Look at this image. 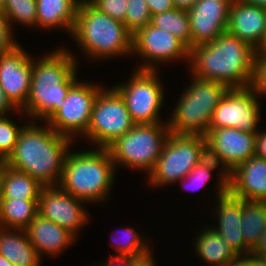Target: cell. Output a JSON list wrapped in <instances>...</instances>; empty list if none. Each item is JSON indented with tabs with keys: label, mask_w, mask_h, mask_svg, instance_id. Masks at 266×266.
<instances>
[{
	"label": "cell",
	"mask_w": 266,
	"mask_h": 266,
	"mask_svg": "<svg viewBox=\"0 0 266 266\" xmlns=\"http://www.w3.org/2000/svg\"><path fill=\"white\" fill-rule=\"evenodd\" d=\"M255 57L251 45L226 31L212 42L192 47L188 65L191 76L243 88L251 85Z\"/></svg>",
	"instance_id": "6da1fadb"
},
{
	"label": "cell",
	"mask_w": 266,
	"mask_h": 266,
	"mask_svg": "<svg viewBox=\"0 0 266 266\" xmlns=\"http://www.w3.org/2000/svg\"><path fill=\"white\" fill-rule=\"evenodd\" d=\"M24 125L8 166L29 174L44 187L58 186L73 139L55 132L47 123L45 127L34 122Z\"/></svg>",
	"instance_id": "7a4b0ae2"
},
{
	"label": "cell",
	"mask_w": 266,
	"mask_h": 266,
	"mask_svg": "<svg viewBox=\"0 0 266 266\" xmlns=\"http://www.w3.org/2000/svg\"><path fill=\"white\" fill-rule=\"evenodd\" d=\"M75 57L67 49L58 48L41 59L33 58L30 92L21 109L23 115H29L32 121L46 122L62 107L69 89L79 80Z\"/></svg>",
	"instance_id": "3957f363"
},
{
	"label": "cell",
	"mask_w": 266,
	"mask_h": 266,
	"mask_svg": "<svg viewBox=\"0 0 266 266\" xmlns=\"http://www.w3.org/2000/svg\"><path fill=\"white\" fill-rule=\"evenodd\" d=\"M115 169L107 148L68 151L58 186L86 203H100L108 199L116 180Z\"/></svg>",
	"instance_id": "277c9868"
},
{
	"label": "cell",
	"mask_w": 266,
	"mask_h": 266,
	"mask_svg": "<svg viewBox=\"0 0 266 266\" xmlns=\"http://www.w3.org/2000/svg\"><path fill=\"white\" fill-rule=\"evenodd\" d=\"M71 37L91 60L132 55L133 34L92 4L78 5Z\"/></svg>",
	"instance_id": "5b68a950"
},
{
	"label": "cell",
	"mask_w": 266,
	"mask_h": 266,
	"mask_svg": "<svg viewBox=\"0 0 266 266\" xmlns=\"http://www.w3.org/2000/svg\"><path fill=\"white\" fill-rule=\"evenodd\" d=\"M175 105L167 124L171 133L206 136L214 109L229 87L217 81L192 76Z\"/></svg>",
	"instance_id": "8992f818"
},
{
	"label": "cell",
	"mask_w": 266,
	"mask_h": 266,
	"mask_svg": "<svg viewBox=\"0 0 266 266\" xmlns=\"http://www.w3.org/2000/svg\"><path fill=\"white\" fill-rule=\"evenodd\" d=\"M170 129L166 123L135 124L107 147L115 166L149 173L159 159Z\"/></svg>",
	"instance_id": "52a82bcc"
},
{
	"label": "cell",
	"mask_w": 266,
	"mask_h": 266,
	"mask_svg": "<svg viewBox=\"0 0 266 266\" xmlns=\"http://www.w3.org/2000/svg\"><path fill=\"white\" fill-rule=\"evenodd\" d=\"M207 156L205 136L170 133L148 181L153 187H165L186 177Z\"/></svg>",
	"instance_id": "ba28073f"
},
{
	"label": "cell",
	"mask_w": 266,
	"mask_h": 266,
	"mask_svg": "<svg viewBox=\"0 0 266 266\" xmlns=\"http://www.w3.org/2000/svg\"><path fill=\"white\" fill-rule=\"evenodd\" d=\"M104 88L96 96L89 126L81 136L96 148H107L135 125L120 93L113 86Z\"/></svg>",
	"instance_id": "9c48e42d"
},
{
	"label": "cell",
	"mask_w": 266,
	"mask_h": 266,
	"mask_svg": "<svg viewBox=\"0 0 266 266\" xmlns=\"http://www.w3.org/2000/svg\"><path fill=\"white\" fill-rule=\"evenodd\" d=\"M127 82L113 86L123 97L135 124L163 123L160 110L164 99L157 70H136ZM160 120V121H159Z\"/></svg>",
	"instance_id": "30bf717a"
},
{
	"label": "cell",
	"mask_w": 266,
	"mask_h": 266,
	"mask_svg": "<svg viewBox=\"0 0 266 266\" xmlns=\"http://www.w3.org/2000/svg\"><path fill=\"white\" fill-rule=\"evenodd\" d=\"M102 89L95 83L79 80L69 89L64 104L45 123L55 132L72 137H80L87 131L92 107Z\"/></svg>",
	"instance_id": "8fae6325"
},
{
	"label": "cell",
	"mask_w": 266,
	"mask_h": 266,
	"mask_svg": "<svg viewBox=\"0 0 266 266\" xmlns=\"http://www.w3.org/2000/svg\"><path fill=\"white\" fill-rule=\"evenodd\" d=\"M257 98L250 86L229 88L214 109L208 130L230 127L257 133L262 112Z\"/></svg>",
	"instance_id": "7c38bea8"
},
{
	"label": "cell",
	"mask_w": 266,
	"mask_h": 266,
	"mask_svg": "<svg viewBox=\"0 0 266 266\" xmlns=\"http://www.w3.org/2000/svg\"><path fill=\"white\" fill-rule=\"evenodd\" d=\"M132 53L145 61L138 70H158L156 63L186 59L189 61L190 49L177 37L166 30L154 27L151 23L133 34Z\"/></svg>",
	"instance_id": "4fadbf2b"
},
{
	"label": "cell",
	"mask_w": 266,
	"mask_h": 266,
	"mask_svg": "<svg viewBox=\"0 0 266 266\" xmlns=\"http://www.w3.org/2000/svg\"><path fill=\"white\" fill-rule=\"evenodd\" d=\"M205 138L207 155L222 165L227 175L255 155L256 133L228 127L208 130Z\"/></svg>",
	"instance_id": "5bb4252c"
},
{
	"label": "cell",
	"mask_w": 266,
	"mask_h": 266,
	"mask_svg": "<svg viewBox=\"0 0 266 266\" xmlns=\"http://www.w3.org/2000/svg\"><path fill=\"white\" fill-rule=\"evenodd\" d=\"M84 203L59 186L43 187L38 199V215L77 237V231L89 220Z\"/></svg>",
	"instance_id": "9a60e30c"
},
{
	"label": "cell",
	"mask_w": 266,
	"mask_h": 266,
	"mask_svg": "<svg viewBox=\"0 0 266 266\" xmlns=\"http://www.w3.org/2000/svg\"><path fill=\"white\" fill-rule=\"evenodd\" d=\"M218 204L216 207V217L218 218V227L211 226L241 258L250 254V249L245 245L242 234V199L233 196L228 191V175L220 170L218 174ZM218 215V216H217Z\"/></svg>",
	"instance_id": "2e32d148"
},
{
	"label": "cell",
	"mask_w": 266,
	"mask_h": 266,
	"mask_svg": "<svg viewBox=\"0 0 266 266\" xmlns=\"http://www.w3.org/2000/svg\"><path fill=\"white\" fill-rule=\"evenodd\" d=\"M32 68L33 58L21 45L0 55V86L18 110L26 105L31 86Z\"/></svg>",
	"instance_id": "e0dca14e"
},
{
	"label": "cell",
	"mask_w": 266,
	"mask_h": 266,
	"mask_svg": "<svg viewBox=\"0 0 266 266\" xmlns=\"http://www.w3.org/2000/svg\"><path fill=\"white\" fill-rule=\"evenodd\" d=\"M233 0H198L187 10L190 19L191 48L215 40L226 32Z\"/></svg>",
	"instance_id": "ac0fdd59"
},
{
	"label": "cell",
	"mask_w": 266,
	"mask_h": 266,
	"mask_svg": "<svg viewBox=\"0 0 266 266\" xmlns=\"http://www.w3.org/2000/svg\"><path fill=\"white\" fill-rule=\"evenodd\" d=\"M228 191L235 197L266 202V160L253 155L228 174Z\"/></svg>",
	"instance_id": "d6986e66"
},
{
	"label": "cell",
	"mask_w": 266,
	"mask_h": 266,
	"mask_svg": "<svg viewBox=\"0 0 266 266\" xmlns=\"http://www.w3.org/2000/svg\"><path fill=\"white\" fill-rule=\"evenodd\" d=\"M226 31L256 49L266 32V9L233 0Z\"/></svg>",
	"instance_id": "ffe728a7"
},
{
	"label": "cell",
	"mask_w": 266,
	"mask_h": 266,
	"mask_svg": "<svg viewBox=\"0 0 266 266\" xmlns=\"http://www.w3.org/2000/svg\"><path fill=\"white\" fill-rule=\"evenodd\" d=\"M30 243L41 255H59L75 241V236L56 223L37 215L25 229ZM43 253V254H42Z\"/></svg>",
	"instance_id": "44dd1931"
},
{
	"label": "cell",
	"mask_w": 266,
	"mask_h": 266,
	"mask_svg": "<svg viewBox=\"0 0 266 266\" xmlns=\"http://www.w3.org/2000/svg\"><path fill=\"white\" fill-rule=\"evenodd\" d=\"M0 254L15 266H40L42 260L22 229L0 227Z\"/></svg>",
	"instance_id": "7402d4cb"
},
{
	"label": "cell",
	"mask_w": 266,
	"mask_h": 266,
	"mask_svg": "<svg viewBox=\"0 0 266 266\" xmlns=\"http://www.w3.org/2000/svg\"><path fill=\"white\" fill-rule=\"evenodd\" d=\"M194 242L195 252L205 263L214 266H237L240 257L229 244L212 228L200 231Z\"/></svg>",
	"instance_id": "603a6c76"
},
{
	"label": "cell",
	"mask_w": 266,
	"mask_h": 266,
	"mask_svg": "<svg viewBox=\"0 0 266 266\" xmlns=\"http://www.w3.org/2000/svg\"><path fill=\"white\" fill-rule=\"evenodd\" d=\"M36 3L38 27L62 28L71 35L78 9L74 0H36Z\"/></svg>",
	"instance_id": "cb8c5ba5"
},
{
	"label": "cell",
	"mask_w": 266,
	"mask_h": 266,
	"mask_svg": "<svg viewBox=\"0 0 266 266\" xmlns=\"http://www.w3.org/2000/svg\"><path fill=\"white\" fill-rule=\"evenodd\" d=\"M43 187L29 174L9 166L0 175V199H39Z\"/></svg>",
	"instance_id": "d4e9b609"
},
{
	"label": "cell",
	"mask_w": 266,
	"mask_h": 266,
	"mask_svg": "<svg viewBox=\"0 0 266 266\" xmlns=\"http://www.w3.org/2000/svg\"><path fill=\"white\" fill-rule=\"evenodd\" d=\"M38 215V199H0V227L25 230Z\"/></svg>",
	"instance_id": "484cf974"
},
{
	"label": "cell",
	"mask_w": 266,
	"mask_h": 266,
	"mask_svg": "<svg viewBox=\"0 0 266 266\" xmlns=\"http://www.w3.org/2000/svg\"><path fill=\"white\" fill-rule=\"evenodd\" d=\"M242 234L252 250L266 228V202L242 199Z\"/></svg>",
	"instance_id": "4316f807"
},
{
	"label": "cell",
	"mask_w": 266,
	"mask_h": 266,
	"mask_svg": "<svg viewBox=\"0 0 266 266\" xmlns=\"http://www.w3.org/2000/svg\"><path fill=\"white\" fill-rule=\"evenodd\" d=\"M151 24L177 37L191 49L190 19L187 10L174 8L151 16Z\"/></svg>",
	"instance_id": "83f0119b"
},
{
	"label": "cell",
	"mask_w": 266,
	"mask_h": 266,
	"mask_svg": "<svg viewBox=\"0 0 266 266\" xmlns=\"http://www.w3.org/2000/svg\"><path fill=\"white\" fill-rule=\"evenodd\" d=\"M2 10L8 18L11 28L16 22L27 27H37L36 0H5Z\"/></svg>",
	"instance_id": "f1b7e54d"
},
{
	"label": "cell",
	"mask_w": 266,
	"mask_h": 266,
	"mask_svg": "<svg viewBox=\"0 0 266 266\" xmlns=\"http://www.w3.org/2000/svg\"><path fill=\"white\" fill-rule=\"evenodd\" d=\"M119 234L123 235L124 238H122L124 240L122 241V243L117 240H112V243H114L112 244L114 248L113 251L116 252L115 255L140 257L151 251L149 249V245L146 242L147 240H145L144 237L142 238V236L139 235V233H137L136 230L133 229V227H126L125 229H122V233Z\"/></svg>",
	"instance_id": "f546056e"
},
{
	"label": "cell",
	"mask_w": 266,
	"mask_h": 266,
	"mask_svg": "<svg viewBox=\"0 0 266 266\" xmlns=\"http://www.w3.org/2000/svg\"><path fill=\"white\" fill-rule=\"evenodd\" d=\"M123 23L132 34L150 24L151 14L146 0H128Z\"/></svg>",
	"instance_id": "4dcf8cb0"
},
{
	"label": "cell",
	"mask_w": 266,
	"mask_h": 266,
	"mask_svg": "<svg viewBox=\"0 0 266 266\" xmlns=\"http://www.w3.org/2000/svg\"><path fill=\"white\" fill-rule=\"evenodd\" d=\"M218 165L219 164L214 159L207 155L195 165L186 177L179 180V183L183 184V187H186V185L190 183L188 188L190 187L191 189H189L193 191L194 189L204 187L211 178L212 171H214V169L216 170V167L219 168Z\"/></svg>",
	"instance_id": "1f68e13d"
},
{
	"label": "cell",
	"mask_w": 266,
	"mask_h": 266,
	"mask_svg": "<svg viewBox=\"0 0 266 266\" xmlns=\"http://www.w3.org/2000/svg\"><path fill=\"white\" fill-rule=\"evenodd\" d=\"M7 117V114L0 116V152L6 158L13 153L18 136L23 128V126H17Z\"/></svg>",
	"instance_id": "d6a6232c"
},
{
	"label": "cell",
	"mask_w": 266,
	"mask_h": 266,
	"mask_svg": "<svg viewBox=\"0 0 266 266\" xmlns=\"http://www.w3.org/2000/svg\"><path fill=\"white\" fill-rule=\"evenodd\" d=\"M128 0H94L91 4L113 19L124 22Z\"/></svg>",
	"instance_id": "836d02e7"
},
{
	"label": "cell",
	"mask_w": 266,
	"mask_h": 266,
	"mask_svg": "<svg viewBox=\"0 0 266 266\" xmlns=\"http://www.w3.org/2000/svg\"><path fill=\"white\" fill-rule=\"evenodd\" d=\"M250 87L258 97L266 95V56L254 59L253 78Z\"/></svg>",
	"instance_id": "e575fe53"
},
{
	"label": "cell",
	"mask_w": 266,
	"mask_h": 266,
	"mask_svg": "<svg viewBox=\"0 0 266 266\" xmlns=\"http://www.w3.org/2000/svg\"><path fill=\"white\" fill-rule=\"evenodd\" d=\"M11 26L3 10L0 9V55L12 51L17 45L13 39Z\"/></svg>",
	"instance_id": "d590c367"
},
{
	"label": "cell",
	"mask_w": 266,
	"mask_h": 266,
	"mask_svg": "<svg viewBox=\"0 0 266 266\" xmlns=\"http://www.w3.org/2000/svg\"><path fill=\"white\" fill-rule=\"evenodd\" d=\"M146 3L150 9L151 16L175 8L172 0H146Z\"/></svg>",
	"instance_id": "8d00e7d4"
},
{
	"label": "cell",
	"mask_w": 266,
	"mask_h": 266,
	"mask_svg": "<svg viewBox=\"0 0 266 266\" xmlns=\"http://www.w3.org/2000/svg\"><path fill=\"white\" fill-rule=\"evenodd\" d=\"M255 155L266 160V130L256 133Z\"/></svg>",
	"instance_id": "74e56055"
},
{
	"label": "cell",
	"mask_w": 266,
	"mask_h": 266,
	"mask_svg": "<svg viewBox=\"0 0 266 266\" xmlns=\"http://www.w3.org/2000/svg\"><path fill=\"white\" fill-rule=\"evenodd\" d=\"M237 266H266V261L263 257L250 253L241 257Z\"/></svg>",
	"instance_id": "f35d334b"
},
{
	"label": "cell",
	"mask_w": 266,
	"mask_h": 266,
	"mask_svg": "<svg viewBox=\"0 0 266 266\" xmlns=\"http://www.w3.org/2000/svg\"><path fill=\"white\" fill-rule=\"evenodd\" d=\"M132 256L127 255H114L112 258H109L108 261L99 266H131ZM95 266H98L95 265Z\"/></svg>",
	"instance_id": "ab89813d"
},
{
	"label": "cell",
	"mask_w": 266,
	"mask_h": 266,
	"mask_svg": "<svg viewBox=\"0 0 266 266\" xmlns=\"http://www.w3.org/2000/svg\"><path fill=\"white\" fill-rule=\"evenodd\" d=\"M131 266H158L157 262L153 258V254L150 252L140 257H132Z\"/></svg>",
	"instance_id": "60d3db41"
},
{
	"label": "cell",
	"mask_w": 266,
	"mask_h": 266,
	"mask_svg": "<svg viewBox=\"0 0 266 266\" xmlns=\"http://www.w3.org/2000/svg\"><path fill=\"white\" fill-rule=\"evenodd\" d=\"M16 109V110H15ZM17 111V112H21V110H18L11 102L10 100L7 98L4 90L1 88L0 86V112L2 114H7L10 112V111ZM8 112V113H7Z\"/></svg>",
	"instance_id": "b9f144b4"
},
{
	"label": "cell",
	"mask_w": 266,
	"mask_h": 266,
	"mask_svg": "<svg viewBox=\"0 0 266 266\" xmlns=\"http://www.w3.org/2000/svg\"><path fill=\"white\" fill-rule=\"evenodd\" d=\"M266 252V228L250 253L262 256Z\"/></svg>",
	"instance_id": "7bdbcfd3"
},
{
	"label": "cell",
	"mask_w": 266,
	"mask_h": 266,
	"mask_svg": "<svg viewBox=\"0 0 266 266\" xmlns=\"http://www.w3.org/2000/svg\"><path fill=\"white\" fill-rule=\"evenodd\" d=\"M175 8L189 10L198 0H172Z\"/></svg>",
	"instance_id": "ee69618b"
},
{
	"label": "cell",
	"mask_w": 266,
	"mask_h": 266,
	"mask_svg": "<svg viewBox=\"0 0 266 266\" xmlns=\"http://www.w3.org/2000/svg\"><path fill=\"white\" fill-rule=\"evenodd\" d=\"M256 56H266V32L259 46L255 49Z\"/></svg>",
	"instance_id": "f6af8a7d"
},
{
	"label": "cell",
	"mask_w": 266,
	"mask_h": 266,
	"mask_svg": "<svg viewBox=\"0 0 266 266\" xmlns=\"http://www.w3.org/2000/svg\"><path fill=\"white\" fill-rule=\"evenodd\" d=\"M239 1L248 5L259 6L263 9H266V0H239Z\"/></svg>",
	"instance_id": "bcb514c9"
},
{
	"label": "cell",
	"mask_w": 266,
	"mask_h": 266,
	"mask_svg": "<svg viewBox=\"0 0 266 266\" xmlns=\"http://www.w3.org/2000/svg\"><path fill=\"white\" fill-rule=\"evenodd\" d=\"M8 166V158H6L1 152H0V175L3 173L5 168Z\"/></svg>",
	"instance_id": "7dc6e473"
},
{
	"label": "cell",
	"mask_w": 266,
	"mask_h": 266,
	"mask_svg": "<svg viewBox=\"0 0 266 266\" xmlns=\"http://www.w3.org/2000/svg\"><path fill=\"white\" fill-rule=\"evenodd\" d=\"M0 266H15L9 260H7L4 256L0 254Z\"/></svg>",
	"instance_id": "c3c4849f"
},
{
	"label": "cell",
	"mask_w": 266,
	"mask_h": 266,
	"mask_svg": "<svg viewBox=\"0 0 266 266\" xmlns=\"http://www.w3.org/2000/svg\"><path fill=\"white\" fill-rule=\"evenodd\" d=\"M78 5L91 4L94 0H74Z\"/></svg>",
	"instance_id": "681fc988"
},
{
	"label": "cell",
	"mask_w": 266,
	"mask_h": 266,
	"mask_svg": "<svg viewBox=\"0 0 266 266\" xmlns=\"http://www.w3.org/2000/svg\"><path fill=\"white\" fill-rule=\"evenodd\" d=\"M4 2H5V0H0V9H1V10L3 9Z\"/></svg>",
	"instance_id": "f907efd6"
},
{
	"label": "cell",
	"mask_w": 266,
	"mask_h": 266,
	"mask_svg": "<svg viewBox=\"0 0 266 266\" xmlns=\"http://www.w3.org/2000/svg\"><path fill=\"white\" fill-rule=\"evenodd\" d=\"M261 257L266 261V252Z\"/></svg>",
	"instance_id": "816d5d0a"
}]
</instances>
